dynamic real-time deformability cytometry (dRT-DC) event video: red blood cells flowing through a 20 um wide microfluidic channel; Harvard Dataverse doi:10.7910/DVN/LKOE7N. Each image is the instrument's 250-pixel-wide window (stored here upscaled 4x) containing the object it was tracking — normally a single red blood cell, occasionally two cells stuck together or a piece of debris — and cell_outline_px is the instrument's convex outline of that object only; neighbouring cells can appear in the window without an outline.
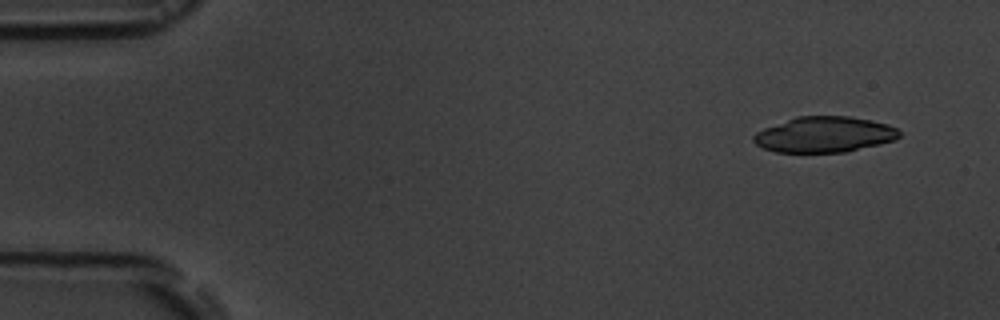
{"species": "common noctule bat (a hibernating species)", "species_latin": "Nyctalus noctula", "temperature_condition": "room temperature", "stored_images_in_passage": 4, "camera_frame_rate_fps": 3000, "um_per_image_px": 0.085, "animal": {"sex": "male", "body_mass_g": 19.5, "forearm_length_mm": 54.6}, "frame": {"image": 1, "passage_image": 1, "time_ms": 0.0, "image_size_px": [1000, 320], "cell_outline_px": [[900, 136], [896, 140], [880, 144], [844, 152], [776, 152], [764, 148], [756, 144], [752, 140], [752, 136], [756, 132], [764, 128], [796, 116], [848, 116], [872, 120], [888, 124], [896, 128], [900, 132]], "centroid_in_image_um": [70.08, 11.43], "position_along_channel_um": 14.9, "area_um2": 30.35}}